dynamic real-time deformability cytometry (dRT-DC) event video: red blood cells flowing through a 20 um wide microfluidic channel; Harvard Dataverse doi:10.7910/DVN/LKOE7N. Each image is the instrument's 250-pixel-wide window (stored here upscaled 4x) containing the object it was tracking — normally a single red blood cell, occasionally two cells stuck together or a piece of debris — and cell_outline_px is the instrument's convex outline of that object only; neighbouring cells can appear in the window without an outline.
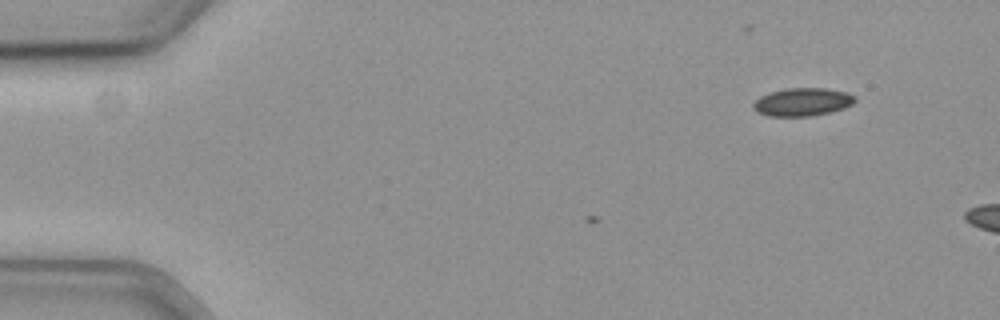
{"species": "common noctule bat (a hibernating species)", "species_latin": "Nyctalus noctula", "temperature_condition": "cold", "stored_images_in_passage": 8, "camera_frame_rate_fps": 3000, "um_per_image_px": 0.085, "animal": {"sex": "female", "body_mass_g": 19.3, "forearm_length_mm": 54.1}, "frame": {"image": 1, "passage_image": 8, "time_ms": 2.333, "image_size_px": [1000, 320], "cell_outline_px": [[856, 100], [852, 104], [844, 108], [812, 116], [768, 116], [756, 112], [752, 108], [752, 104], [760, 96], [772, 92], [788, 88], [824, 88], [848, 92], [856, 96]], "centroid_in_image_um": [68.21, 8.67], "position_along_channel_um": 16.8, "area_um2": 16.65}}